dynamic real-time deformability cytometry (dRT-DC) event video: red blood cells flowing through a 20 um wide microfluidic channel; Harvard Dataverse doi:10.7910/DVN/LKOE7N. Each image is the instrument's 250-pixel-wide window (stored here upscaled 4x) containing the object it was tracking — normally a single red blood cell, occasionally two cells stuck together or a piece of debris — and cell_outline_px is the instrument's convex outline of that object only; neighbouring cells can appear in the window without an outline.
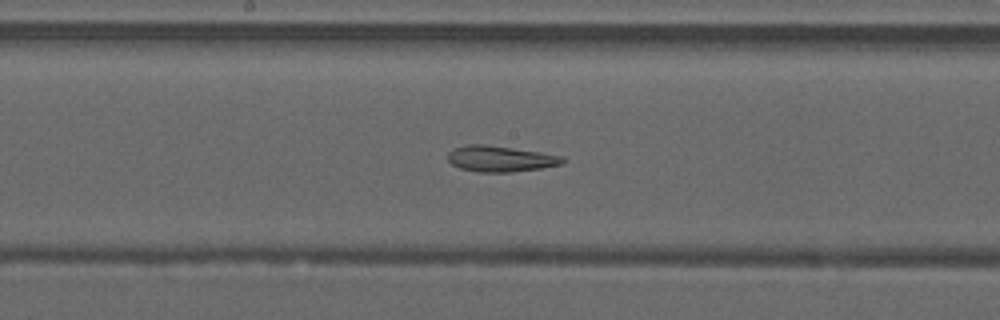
{"species": "common noctule bat (a hibernating species)", "species_latin": "Nyctalus noctula", "temperature_condition": "warm", "stored_images_in_passage": 49, "camera_frame_rate_fps": 3000, "um_per_image_px": 0.085, "animal": {"sex": "male", "forearm_length_mm": 52.5}, "frame": {"image": 1, "passage_image": 26, "time_ms": 8.333, "image_size_px": [1000, 320], "cell_outline_px": [[568, 160], [564, 164], [540, 168], [512, 172], [476, 172], [460, 168], [452, 164], [448, 160], [448, 152], [452, 148], [464, 144], [484, 144], [540, 152], [564, 156]], "centroid_in_image_um": [42.54, 13.49], "position_along_channel_um": 205.7, "area_um2": 17.57}}
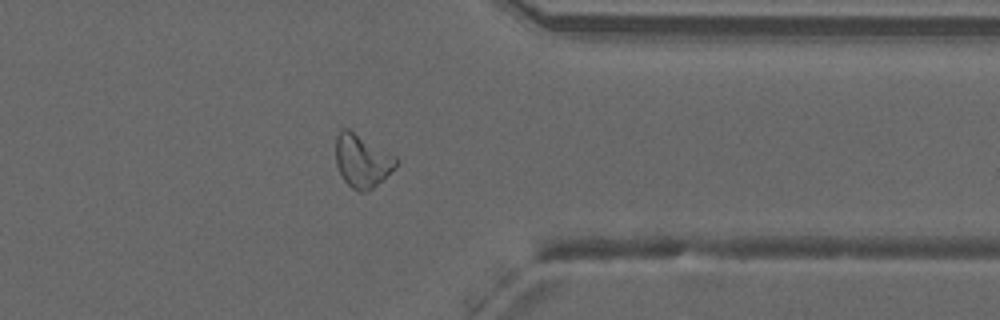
{"frame": {"image": 2, "passage_image": 39, "time_ms": 12.667, "image_size_px": [1000, 320], "cell_outline_px": [[400, 160], [372, 188], [364, 192], [360, 192], [352, 188], [344, 180], [336, 164], [336, 136], [340, 128], [348, 128], [396, 156]], "centroid_in_image_um": [30.74, 13.63], "position_along_channel_um": 380.7, "area_um2": 18.26}}
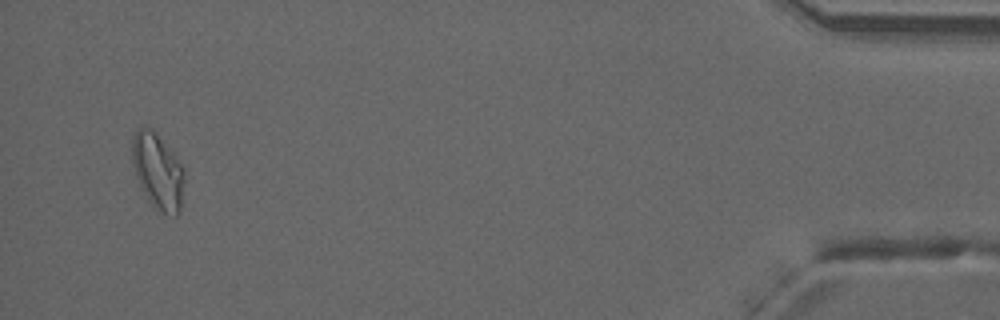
{"frame": {"image": 3, "passage_image": 47, "time_ms": 15.333, "image_size_px": [1000, 320], "cell_outline_px": [[184, 180], [180, 208], [176, 216], [156, 212], [140, 188], [132, 164], [132, 136], [144, 124], [152, 128], [176, 156], [184, 168]], "centroid_in_image_um": [13.39, 14.56], "position_along_channel_um": 421.8, "area_um2": 23.41}, "authors_computed_cell_mechanics": {"area_um2": 20.2878, "velocity_mm_per_s": 4.2203, "shape_relaxation_time_tau1_ms": null, "shape_relaxation_time_tau2_ms": 5.6544, "deformation_change_tau1": null, "deformation_change_tau2": 0.1652}}